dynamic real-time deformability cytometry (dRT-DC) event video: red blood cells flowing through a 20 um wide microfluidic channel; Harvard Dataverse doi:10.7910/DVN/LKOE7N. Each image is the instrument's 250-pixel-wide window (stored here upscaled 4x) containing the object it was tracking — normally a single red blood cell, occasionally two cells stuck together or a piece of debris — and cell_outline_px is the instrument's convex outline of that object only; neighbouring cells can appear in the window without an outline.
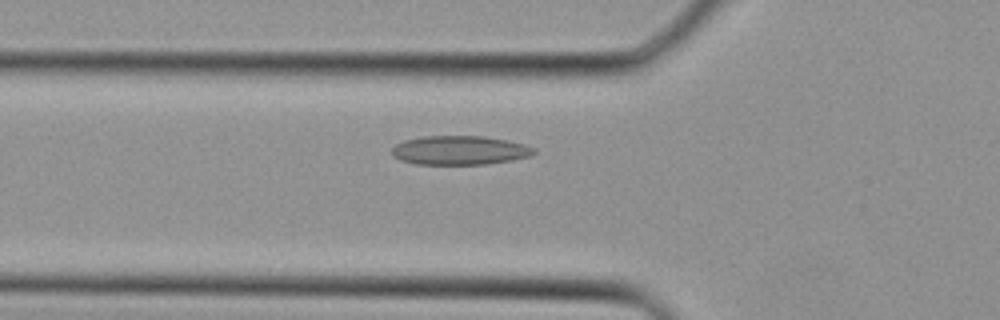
{"species": "Egyptian fruit bat (a non-hibernating species)", "species_latin": "Rousettus aegyptiacus", "temperature_condition": "cold", "stored_images_in_passage": 27, "camera_frame_rate_fps": 3000, "um_per_image_px": 0.085, "animal": {"sex": "female"}, "frame": {"image": 1, "passage_image": 4, "time_ms": 1.0, "image_size_px": [1000, 320], "cell_outline_px": [[536, 152], [528, 156], [512, 160], [484, 164], [416, 164], [400, 160], [392, 156], [392, 148], [396, 144], [404, 140], [424, 136], [484, 136], [508, 140], [524, 144], [536, 148]], "centroid_in_image_um": [39.07, 12.77], "position_along_channel_um": 86.7, "area_um2": 24.04}}
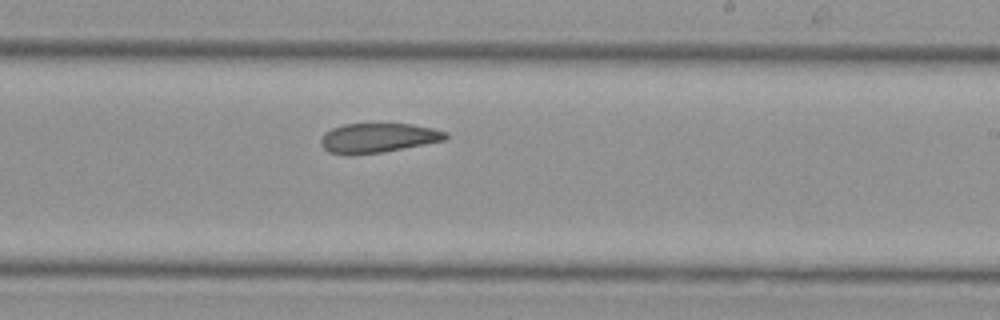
{"frame": {"image": 2, "passage_image": 13, "time_ms": 4.0, "image_size_px": [1000, 320], "cell_outline_px": [[448, 140], [384, 152], [328, 152], [320, 144], [320, 140], [324, 132], [332, 128], [344, 124], [412, 124], [432, 128], [448, 132]], "centroid_in_image_um": [32.21, 11.69], "position_along_channel_um": 256.8, "area_um2": 21.04}}
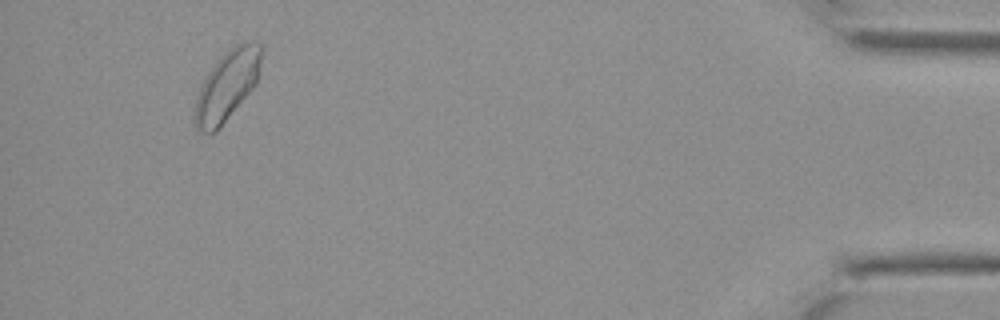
{"frame": {"image": 3, "passage_image": 25, "time_ms": 8.0, "image_size_px": [1000, 320], "cell_outline_px": [[260, 60], [256, 84], [220, 128], [216, 132], [196, 132], [196, 100], [200, 88], [208, 72], [216, 60], [228, 48], [240, 40], [256, 40], [260, 44]], "centroid_in_image_um": [19.31, 7.22], "position_along_channel_um": 415.9, "area_um2": 26.99}}